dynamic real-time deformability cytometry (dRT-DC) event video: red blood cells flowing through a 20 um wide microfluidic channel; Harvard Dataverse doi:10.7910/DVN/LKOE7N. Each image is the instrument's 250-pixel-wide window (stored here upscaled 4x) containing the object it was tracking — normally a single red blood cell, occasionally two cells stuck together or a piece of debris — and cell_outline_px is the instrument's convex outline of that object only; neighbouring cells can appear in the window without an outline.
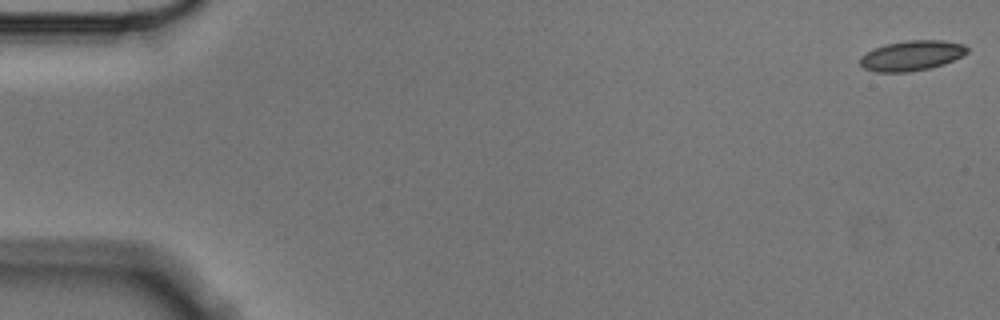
{"species": "Egyptian fruit bat (a non-hibernating species)", "species_latin": "Rousettus aegyptiacus", "temperature_condition": "cold", "stored_images_in_passage": 52, "camera_frame_rate_fps": 3000, "um_per_image_px": 0.085, "animal": {"sex": "male"}, "frame": {"image": 1, "passage_image": 1, "time_ms": 0.0, "image_size_px": [1000, 320], "cell_outline_px": [[968, 52], [964, 56], [944, 64], [928, 68], [908, 72], [876, 72], [864, 68], [860, 64], [860, 56], [872, 48], [884, 44], [908, 40], [944, 40], [964, 44], [968, 48]], "centroid_in_image_um": [77.5, 4.71], "position_along_channel_um": 7.5, "area_um2": 19.02}}
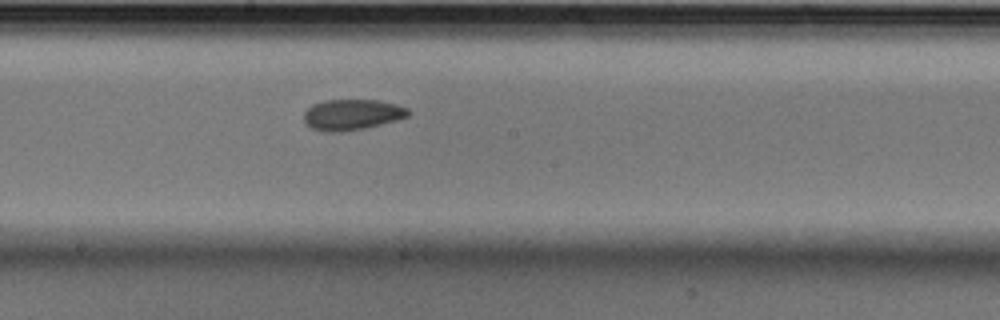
{"frame": {"image": 2, "passage_image": 31, "time_ms": 10.0, "image_size_px": [1000, 320], "cell_outline_px": [[412, 112], [408, 116], [396, 120], [364, 128], [340, 132], [324, 132], [312, 128], [304, 124], [304, 112], [312, 104], [324, 100], [376, 100], [396, 104], [408, 108]], "centroid_in_image_um": [29.9, 9.74], "position_along_channel_um": 218.3, "area_um2": 18.79}}
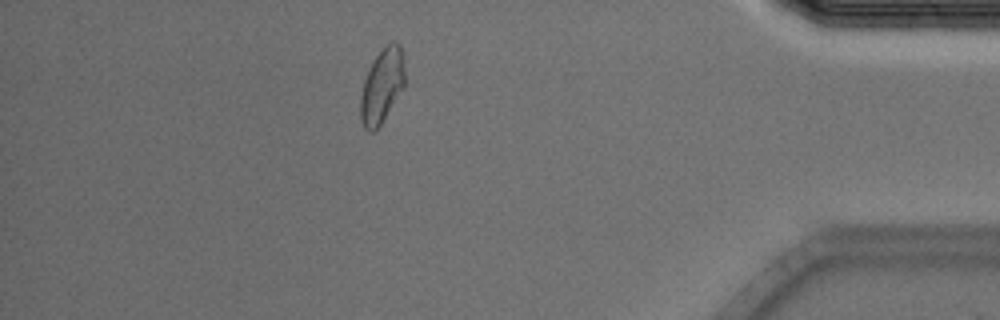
{"frame": {"image": 3, "passage_image": 50, "time_ms": 16.333, "image_size_px": [1000, 320], "cell_outline_px": [[404, 88], [380, 124], [372, 132], [368, 132], [364, 128], [360, 120], [360, 96], [364, 80], [368, 68], [376, 56], [392, 40], [400, 44], [404, 52]], "centroid_in_image_um": [32.47, 7.28], "position_along_channel_um": 402.7, "area_um2": 19.31}, "authors_computed_cell_mechanics": {"area_um2": 18.9873, "velocity_mm_per_s": 3.5379, "shape_relaxation_time_tau1_ms": 4.0725, "shape_relaxation_time_tau2_ms": 2.4544, "deformation_change_tau1": 0.1167, "deformation_change_tau2": 0.0762}}